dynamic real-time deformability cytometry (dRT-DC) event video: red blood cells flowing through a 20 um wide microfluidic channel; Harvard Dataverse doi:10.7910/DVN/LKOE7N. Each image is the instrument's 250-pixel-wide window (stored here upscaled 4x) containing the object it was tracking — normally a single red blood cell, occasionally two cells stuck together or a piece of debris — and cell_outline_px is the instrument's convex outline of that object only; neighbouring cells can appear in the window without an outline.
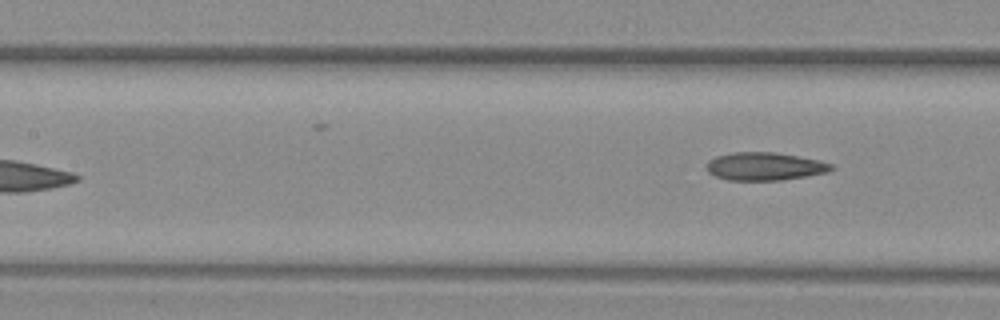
{"species": "common noctule bat (a hibernating species)", "species_latin": "Nyctalus noctula", "temperature_condition": "warm", "stored_images_in_passage": 6, "segment_of_instrument_passage": [2, 2], "camera_frame_rate_fps": 3000, "um_per_image_px": 0.085, "animal": {"sex": "female", "body_mass_g": 29.2, "forearm_length_mm": 56.3}, "frame": {"image": 1, "passage_image": 6, "time_ms": 1.667, "image_size_px": [1000, 320], "cell_outline_px": [[836, 168], [828, 172], [780, 180], [728, 180], [716, 176], [708, 172], [708, 160], [716, 156], [732, 152], [772, 152], [820, 160], [832, 164]], "centroid_in_image_um": [65.01, 14.14], "position_along_channel_um": 142.4, "area_um2": 20.17}}